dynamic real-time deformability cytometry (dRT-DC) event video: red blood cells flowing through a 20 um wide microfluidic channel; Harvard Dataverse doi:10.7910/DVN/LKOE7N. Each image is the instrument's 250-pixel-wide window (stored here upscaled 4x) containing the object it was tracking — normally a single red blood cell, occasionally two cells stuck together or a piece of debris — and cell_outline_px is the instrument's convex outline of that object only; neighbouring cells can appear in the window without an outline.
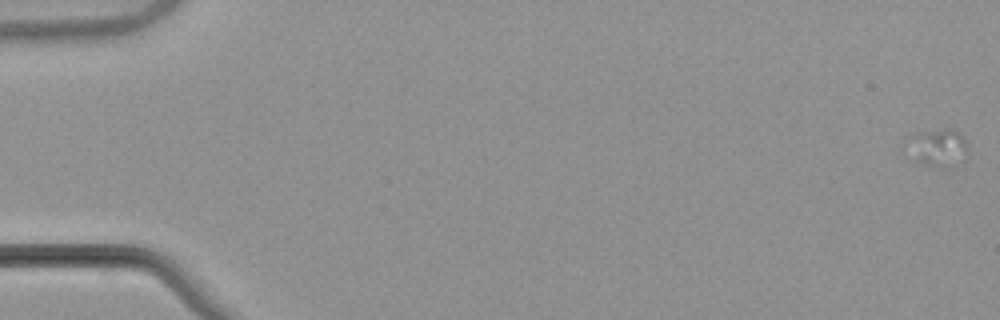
{"species": "common noctule bat (a hibernating species)", "species_latin": "Nyctalus noctula", "temperature_condition": "warm", "stored_images_in_passage": 19, "camera_frame_rate_fps": 3000, "um_per_image_px": 0.085, "animal": {"sex": "male", "body_mass_g": 21.5, "forearm_length_mm": 52.0}, "frame": {"image": 1, "passage_image": 1, "time_ms": 0.0, "image_size_px": [1000, 320], "cell_outline_px": [[968, 148], [964, 160], [940, 168], [916, 160], [916, 132], [948, 128], [960, 132], [968, 140]], "centroid_in_image_um": [79.98, 12.51], "position_along_channel_um": 5.0, "area_um2": 12.14}}
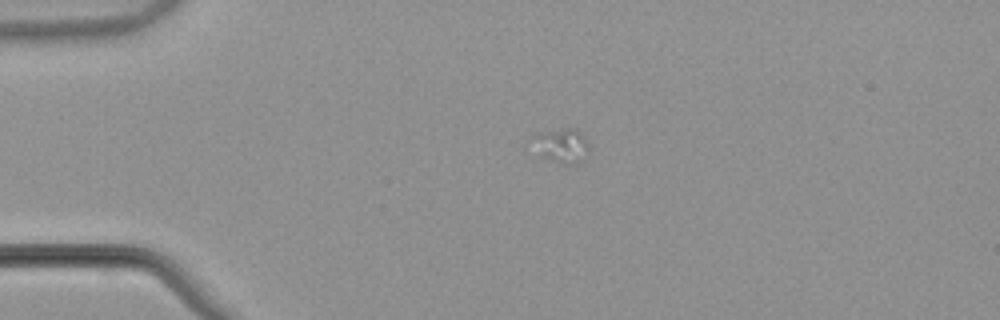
{"frame": {"image": 2, "passage_image": 14, "time_ms": 4.333, "image_size_px": [1000, 320], "cell_outline_px": [[584, 160], [576, 164], [560, 164], [548, 160], [540, 156], [528, 140], [532, 136], [564, 128], [576, 128], [580, 132], [584, 140]], "centroid_in_image_um": [47.62, 12.4], "position_along_channel_um": 37.4, "area_um2": 11.04}}